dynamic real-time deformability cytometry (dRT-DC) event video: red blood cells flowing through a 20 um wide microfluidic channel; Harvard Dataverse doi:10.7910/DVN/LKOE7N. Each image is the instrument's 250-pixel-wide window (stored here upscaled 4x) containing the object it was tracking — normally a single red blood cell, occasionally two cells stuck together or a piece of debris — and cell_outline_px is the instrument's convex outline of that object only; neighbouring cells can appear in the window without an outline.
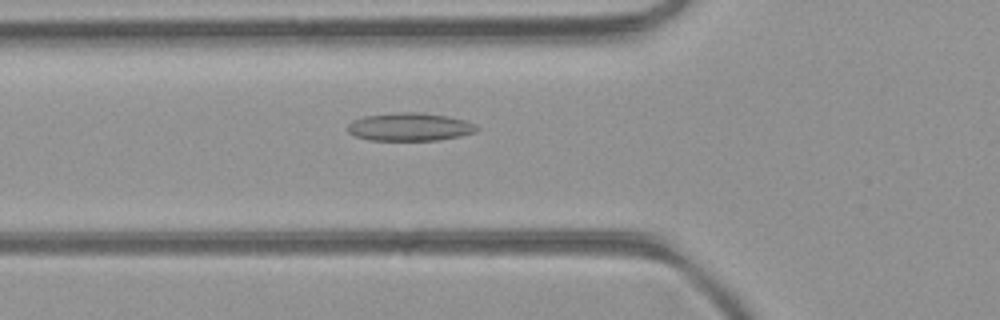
{"species": "common noctule bat (a hibernating species)", "species_latin": "Nyctalus noctula", "temperature_condition": "room temperature", "stored_images_in_passage": 37, "camera_frame_rate_fps": 3000, "um_per_image_px": 0.085, "animal": {"sex": "female", "body_mass_g": 21.9}, "frame": {"image": 1, "passage_image": 6, "time_ms": 1.667, "image_size_px": [1000, 320], "cell_outline_px": [[480, 128], [476, 132], [460, 136], [436, 140], [368, 140], [356, 136], [348, 132], [348, 124], [352, 120], [364, 116], [392, 112], [420, 112], [448, 116], [464, 120], [476, 124]], "centroid_in_image_um": [34.83, 10.77], "position_along_channel_um": 91.0, "area_um2": 21.27}}
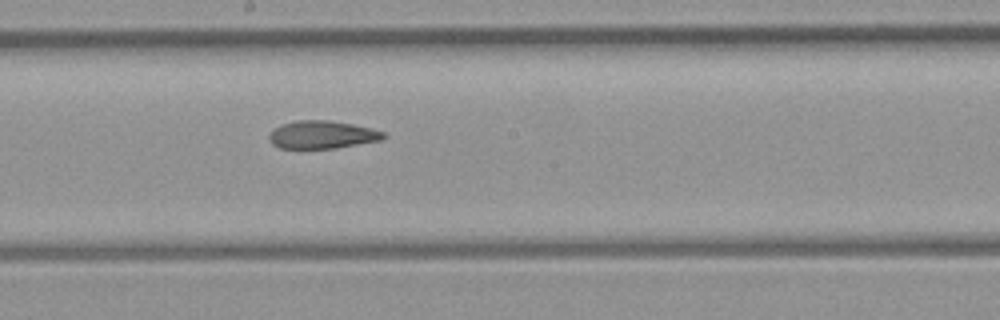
{"frame": {"image": 2, "passage_image": 15, "time_ms": 4.667, "image_size_px": [1000, 320], "cell_outline_px": [[388, 136], [380, 140], [336, 148], [280, 148], [272, 144], [268, 136], [280, 124], [296, 120], [328, 120], [352, 124], [372, 128], [384, 132]], "centroid_in_image_um": [27.39, 11.44], "position_along_channel_um": 220.8, "area_um2": 18.5}}
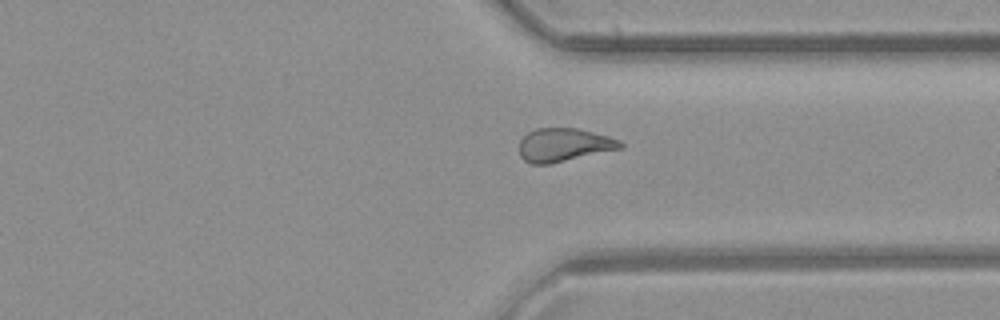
{"frame": {"image": 3, "passage_image": 25, "time_ms": 8.0, "image_size_px": [1000, 320], "cell_outline_px": [[624, 148], [548, 164], [532, 164], [524, 160], [520, 156], [520, 140], [528, 132], [536, 128], [576, 128], [608, 136], [620, 140], [624, 144]], "centroid_in_image_um": [47.94, 12.31], "position_along_channel_um": 363.5, "area_um2": 19.59}, "authors_computed_cell_mechanics": {"area_um2": 19.7098, "velocity_mm_per_s": 4.2957, "shape_relaxation_time_tau1_ms": null, "shape_relaxation_time_tau2_ms": 3.4559, "deformation_change_tau1": null, "deformation_change_tau2": 0.117}}